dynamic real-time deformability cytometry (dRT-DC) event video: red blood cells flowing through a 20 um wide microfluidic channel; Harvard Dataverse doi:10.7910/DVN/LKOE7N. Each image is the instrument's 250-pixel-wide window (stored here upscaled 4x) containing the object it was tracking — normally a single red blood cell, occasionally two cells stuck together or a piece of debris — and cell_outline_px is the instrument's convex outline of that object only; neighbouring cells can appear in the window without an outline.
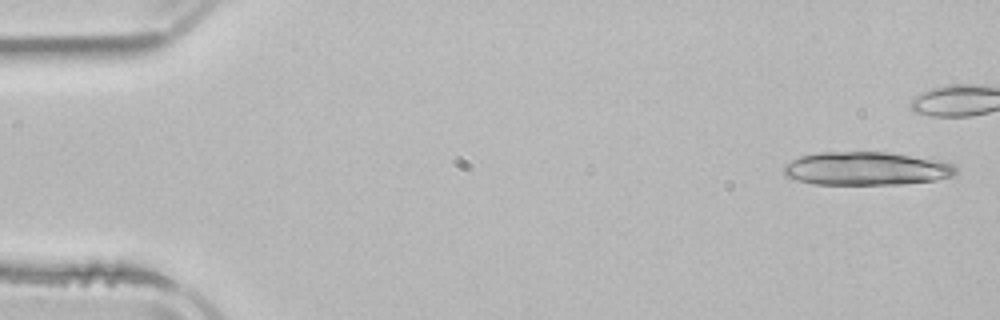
{"species": "common noctule bat (a hibernating species)", "species_latin": "Nyctalus noctula", "temperature_condition": "room temperature", "stored_images_in_passage": 4, "camera_frame_rate_fps": 3000, "um_per_image_px": 0.085, "animal": {"sex": "male", "body_mass_g": 21.5, "forearm_length_mm": 52.0}, "frame": {"image": 1, "passage_image": 1, "time_ms": 0.0, "image_size_px": [1000, 320], "cell_outline_px": [[956, 172], [952, 176], [936, 180], [904, 184], [812, 184], [796, 180], [784, 176], [784, 164], [800, 156], [820, 152], [888, 152], [948, 160], [956, 164]], "centroid_in_image_um": [73.7, 14.32], "position_along_channel_um": 11.3, "area_um2": 34.04}}
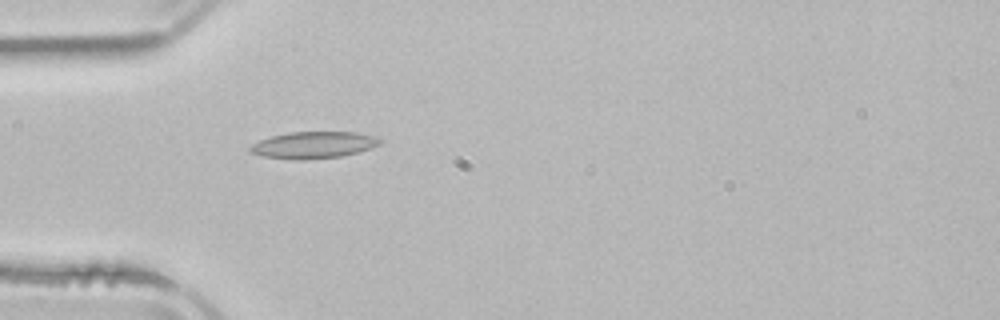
{"frame": {"image": 2, "passage_image": 4, "time_ms": 5.667, "image_size_px": [1000, 320], "cell_outline_px": [[384, 140], [380, 144], [360, 152], [340, 156], [304, 160], [292, 160], [264, 156], [248, 152], [248, 148], [252, 144], [260, 140], [272, 136], [288, 132], [356, 132], [376, 136]], "centroid_in_image_um": [26.66, 12.32], "position_along_channel_um": 58.3, "area_um2": 20.4}}